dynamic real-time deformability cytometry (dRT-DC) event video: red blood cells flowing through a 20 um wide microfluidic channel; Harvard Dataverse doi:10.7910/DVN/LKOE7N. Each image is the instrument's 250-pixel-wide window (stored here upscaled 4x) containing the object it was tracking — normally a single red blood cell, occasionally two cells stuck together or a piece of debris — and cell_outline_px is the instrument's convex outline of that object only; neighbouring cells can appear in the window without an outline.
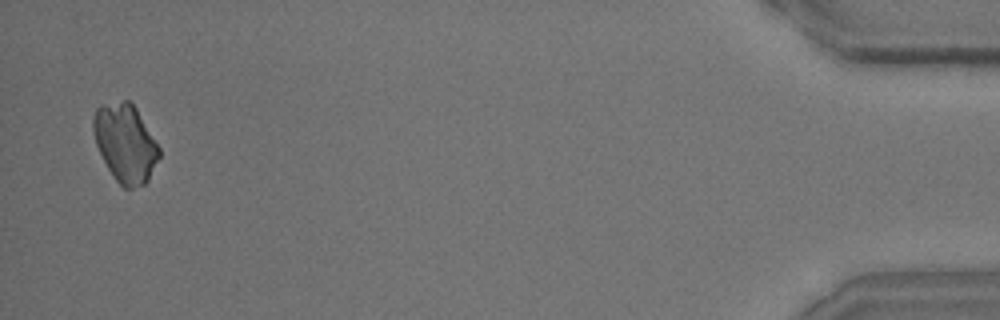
{"species": "common noctule bat (a hibernating species)", "species_latin": "Nyctalus noctula", "temperature_condition": "room temperature", "stored_images_in_passage": 35, "camera_frame_rate_fps": 3000, "um_per_image_px": 0.085, "animal": {"sex": "male", "body_mass_g": 15.6}, "frame": {"image": 1, "passage_image": 34, "time_ms": 11.0, "image_size_px": [1000, 320], "cell_outline_px": [[160, 156], [148, 180], [144, 184], [132, 188], [124, 188], [112, 176], [96, 144], [92, 128], [92, 116], [96, 108], [100, 104], [124, 100], [128, 100], [136, 108], [160, 148]], "centroid_in_image_um": [10.63, 12.15], "position_along_channel_um": 424.6, "area_um2": 29.94}}